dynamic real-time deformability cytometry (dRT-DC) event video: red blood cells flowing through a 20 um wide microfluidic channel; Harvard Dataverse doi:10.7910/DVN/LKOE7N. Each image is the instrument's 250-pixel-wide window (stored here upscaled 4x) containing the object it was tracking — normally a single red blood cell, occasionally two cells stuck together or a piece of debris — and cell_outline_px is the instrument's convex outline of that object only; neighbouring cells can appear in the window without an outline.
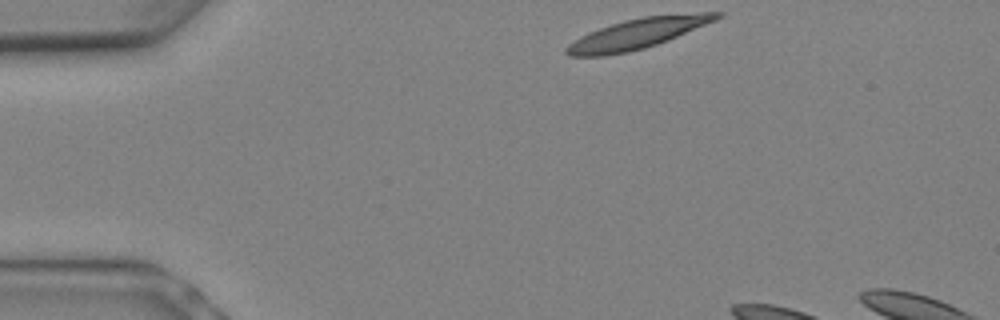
{"species": "Egyptian fruit bat (a non-hibernating species)", "species_latin": "Rousettus aegyptiacus", "temperature_condition": "warm", "stored_images_in_passage": 3, "camera_frame_rate_fps": 3000, "um_per_image_px": 0.085, "animal": {"sex": "female"}, "frame": {"image": 1, "passage_image": 1, "time_ms": 0.0, "image_size_px": [1000, 320], "cell_outline_px": [[724, 16], [716, 20], [656, 44], [644, 48], [628, 52], [604, 56], [568, 56], [564, 52], [564, 48], [568, 44], [600, 28], [624, 20], [644, 16], [700, 12], [724, 12]], "centroid_in_image_um": [54.22, 2.85], "position_along_channel_um": 30.8, "area_um2": 26.01}}